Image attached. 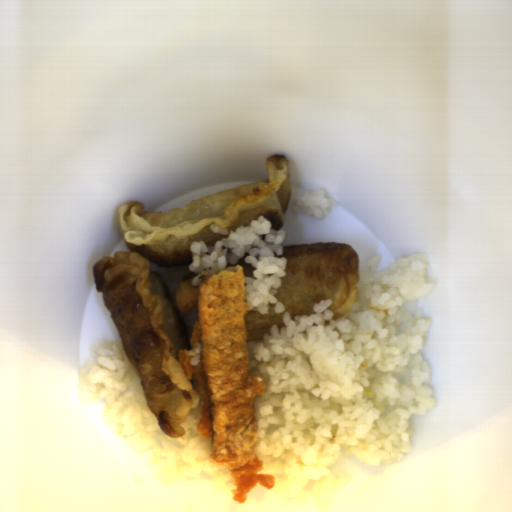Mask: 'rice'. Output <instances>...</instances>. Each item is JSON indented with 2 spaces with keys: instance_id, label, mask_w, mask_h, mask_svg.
<instances>
[{
  "instance_id": "rice-1",
  "label": "rice",
  "mask_w": 512,
  "mask_h": 512,
  "mask_svg": "<svg viewBox=\"0 0 512 512\" xmlns=\"http://www.w3.org/2000/svg\"><path fill=\"white\" fill-rule=\"evenodd\" d=\"M383 259L360 265L356 300L338 319L323 300L314 314L292 320L286 312L281 328L247 341L249 371L265 386L253 402L260 473L322 509L351 481L343 457L369 466L403 460L412 452L410 418L437 406L421 355L431 318L417 307L436 285L427 254L379 271Z\"/></svg>"
},
{
  "instance_id": "rice-2",
  "label": "rice",
  "mask_w": 512,
  "mask_h": 512,
  "mask_svg": "<svg viewBox=\"0 0 512 512\" xmlns=\"http://www.w3.org/2000/svg\"><path fill=\"white\" fill-rule=\"evenodd\" d=\"M96 353L97 364L79 370L80 400L104 401L103 419L139 456L151 453L149 463L158 467L156 480L170 484L205 472L215 489L233 493L236 487L229 466L211 460L213 437L203 438L197 431L201 419L188 415L181 423L185 429L181 438L165 435L147 404L142 380L121 346Z\"/></svg>"
},
{
  "instance_id": "rice-3",
  "label": "rice",
  "mask_w": 512,
  "mask_h": 512,
  "mask_svg": "<svg viewBox=\"0 0 512 512\" xmlns=\"http://www.w3.org/2000/svg\"><path fill=\"white\" fill-rule=\"evenodd\" d=\"M286 239L284 230H273L271 221L264 216L251 220L248 226H237L227 237L208 246L205 241L191 243L192 273L225 269L248 253L244 259L254 267L252 276L244 277L245 303L249 310L267 315L270 304L275 305V314L285 312V305L277 299L282 281L286 275L287 262L283 256L282 243Z\"/></svg>"
},
{
  "instance_id": "rice-4",
  "label": "rice",
  "mask_w": 512,
  "mask_h": 512,
  "mask_svg": "<svg viewBox=\"0 0 512 512\" xmlns=\"http://www.w3.org/2000/svg\"><path fill=\"white\" fill-rule=\"evenodd\" d=\"M290 207L293 212L303 214L307 219L322 220L330 212L331 200L322 188L309 190L295 187Z\"/></svg>"
},
{
  "instance_id": "rice-5",
  "label": "rice",
  "mask_w": 512,
  "mask_h": 512,
  "mask_svg": "<svg viewBox=\"0 0 512 512\" xmlns=\"http://www.w3.org/2000/svg\"><path fill=\"white\" fill-rule=\"evenodd\" d=\"M201 353H202V344L196 343L194 349L190 350V352H189V356L191 357L190 365L194 366L200 362Z\"/></svg>"
},
{
  "instance_id": "rice-6",
  "label": "rice",
  "mask_w": 512,
  "mask_h": 512,
  "mask_svg": "<svg viewBox=\"0 0 512 512\" xmlns=\"http://www.w3.org/2000/svg\"><path fill=\"white\" fill-rule=\"evenodd\" d=\"M209 228L214 233H218V234H222V235H227V236L229 234L228 228L220 227L216 223L215 224H210Z\"/></svg>"
},
{
  "instance_id": "rice-7",
  "label": "rice",
  "mask_w": 512,
  "mask_h": 512,
  "mask_svg": "<svg viewBox=\"0 0 512 512\" xmlns=\"http://www.w3.org/2000/svg\"><path fill=\"white\" fill-rule=\"evenodd\" d=\"M201 275L202 273H199L192 279L191 286L196 287L200 285Z\"/></svg>"
}]
</instances>
